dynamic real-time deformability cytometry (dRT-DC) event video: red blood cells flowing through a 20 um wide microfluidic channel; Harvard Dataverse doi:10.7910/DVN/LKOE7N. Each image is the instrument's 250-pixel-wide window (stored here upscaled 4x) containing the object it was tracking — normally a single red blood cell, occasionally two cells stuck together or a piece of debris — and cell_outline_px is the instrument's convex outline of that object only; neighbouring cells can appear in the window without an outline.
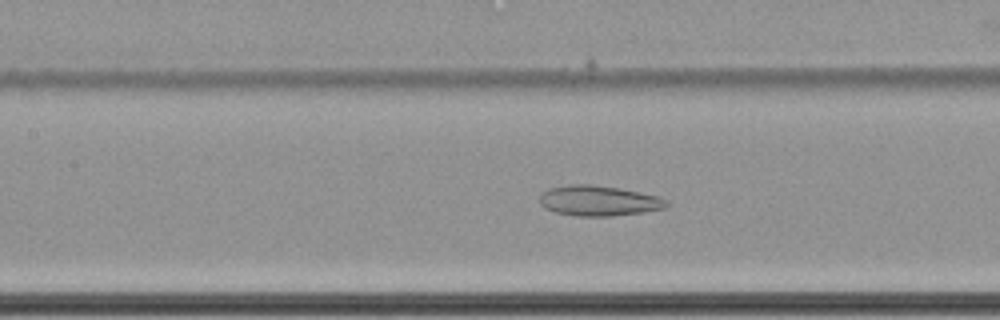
{"species": "common noctule bat (a hibernating species)", "species_latin": "Nyctalus noctula", "temperature_condition": "cold", "stored_images_in_passage": 51, "camera_frame_rate_fps": 3000, "um_per_image_px": 0.085, "animal": {"sex": "female", "body_mass_g": 22.7, "forearm_length_mm": 54.2}, "frame": {"image": 1, "passage_image": 19, "time_ms": 6.0, "image_size_px": [1000, 320], "cell_outline_px": [[668, 204], [664, 208], [644, 212], [612, 216], [576, 216], [556, 212], [544, 208], [540, 204], [540, 196], [548, 188], [568, 184], [592, 184], [620, 188], [640, 192], [656, 196], [668, 200]], "centroid_in_image_um": [50.87, 17.06], "position_along_channel_um": 156.5, "area_um2": 22.48}}
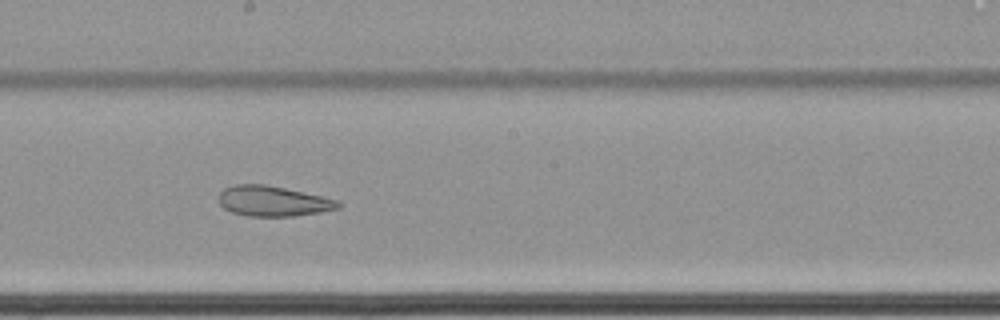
{"frame": {"image": 2, "passage_image": 25, "time_ms": 8.0, "image_size_px": [1000, 320], "cell_outline_px": [[344, 204], [340, 208], [320, 212], [296, 216], [248, 216], [232, 212], [224, 208], [220, 204], [216, 196], [224, 188], [236, 184], [264, 184], [284, 188], [320, 196], [336, 200]], "centroid_in_image_um": [23.18, 17.1], "position_along_channel_um": 225.0, "area_um2": 21.1}}
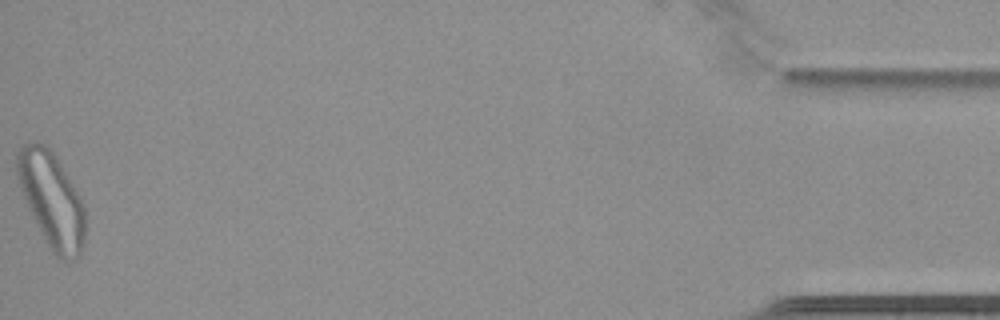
{"frame": {"image": 3, "passage_image": 51, "time_ms": 16.667, "image_size_px": [1000, 320], "cell_outline_px": [[84, 240], [80, 256], [72, 260], [60, 260], [52, 252], [28, 208], [20, 188], [16, 172], [16, 152], [24, 144], [36, 140], [44, 144], [56, 156], [76, 192], [84, 208]], "centroid_in_image_um": [4.35, 16.98], "position_along_channel_um": 430.8, "area_um2": 37.17}, "authors_computed_cell_mechanics": {"area_um2": 28.7844, "velocity_mm_per_s": 3.4333, "shape_relaxation_time_tau1_ms": null, "shape_relaxation_time_tau2_ms": 2.9402, "deformation_change_tau1": null, "deformation_change_tau2": 0.1001}}